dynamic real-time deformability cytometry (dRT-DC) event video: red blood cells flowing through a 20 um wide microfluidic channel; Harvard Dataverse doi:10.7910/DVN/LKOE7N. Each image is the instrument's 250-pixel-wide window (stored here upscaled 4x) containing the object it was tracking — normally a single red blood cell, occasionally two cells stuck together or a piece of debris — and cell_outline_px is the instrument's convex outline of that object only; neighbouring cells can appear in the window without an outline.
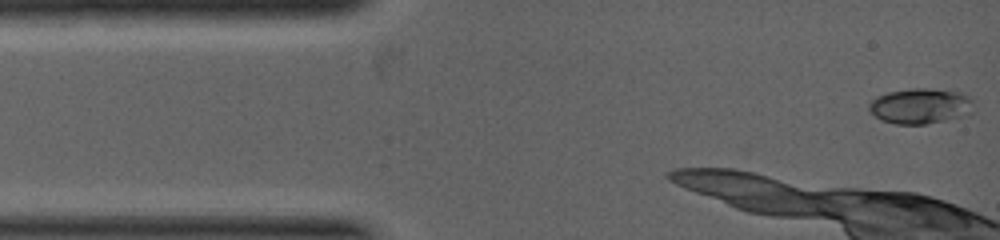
{"species": "common noctule bat (a hibernating species)", "species_latin": "Nyctalus noctula", "temperature_condition": "warm", "stored_images_in_passage": 3, "camera_frame_rate_fps": 5000, "um_per_image_px": 0.085, "animal": {"sex": "female", "body_mass_g": 19.0, "forearm_length_mm": 53.3}, "frame": {"image": 1, "passage_image": 1, "time_ms": 0.0, "image_size_px": [1000, 240], "cell_outline_px": [[972, 112], [960, 116], [944, 120], [924, 124], [896, 124], [880, 120], [868, 108], [868, 104], [876, 96], [888, 92], [912, 88], [928, 88], [960, 92], [968, 96], [972, 100]], "centroid_in_image_um": [78.2, 9.0], "position_along_channel_um": 6.8, "area_um2": 21.44}}